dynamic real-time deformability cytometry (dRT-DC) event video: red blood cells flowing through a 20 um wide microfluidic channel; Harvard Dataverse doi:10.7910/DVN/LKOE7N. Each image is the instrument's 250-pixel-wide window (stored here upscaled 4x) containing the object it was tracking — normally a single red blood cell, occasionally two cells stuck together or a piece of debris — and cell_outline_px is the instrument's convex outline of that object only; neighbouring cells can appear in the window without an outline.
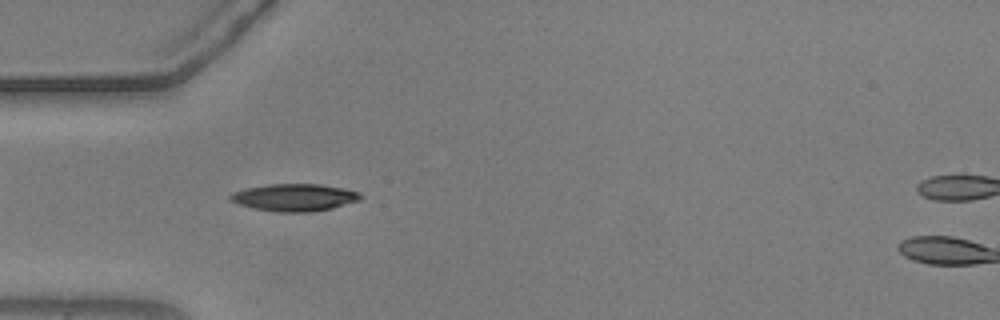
{"species": "common noctule bat (a hibernating species)", "species_latin": "Nyctalus noctula", "temperature_condition": "warm", "stored_images_in_passage": 55, "camera_frame_rate_fps": 3000, "um_per_image_px": 0.085, "animal": {"sex": "male", "body_mass_g": 20.5, "forearm_length_mm": 52.5}, "frame": {"image": 1, "passage_image": 17, "time_ms": 5.333, "image_size_px": [1000, 320], "cell_outline_px": [[364, 196], [360, 200], [332, 208], [312, 212], [276, 212], [252, 208], [228, 200], [228, 196], [232, 192], [248, 188], [268, 184], [320, 184], [344, 188], [360, 192]], "centroid_in_image_um": [25.04, 16.78], "position_along_channel_um": 60.0, "area_um2": 20.87}}
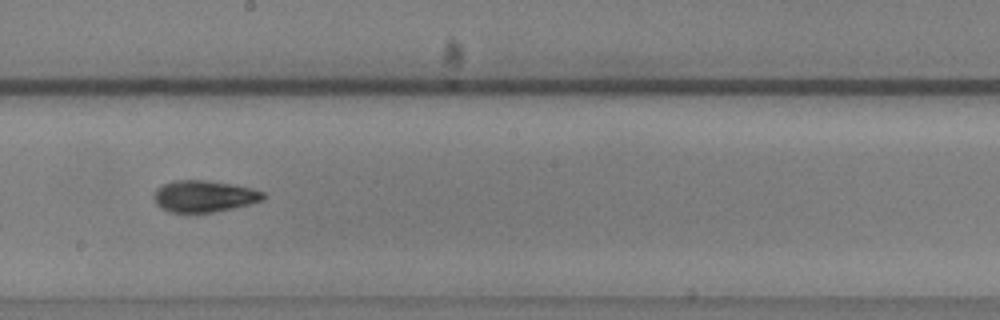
{"frame": {"image": 2, "passage_image": 31, "time_ms": 10.0, "image_size_px": [1000, 320], "cell_outline_px": [[268, 196], [264, 200], [232, 208], [212, 212], [168, 212], [160, 208], [156, 204], [152, 196], [156, 188], [164, 184], [176, 180], [208, 180], [232, 184], [252, 188], [264, 192]], "centroid_in_image_um": [17.34, 16.67], "position_along_channel_um": 230.9, "area_um2": 20.29}}
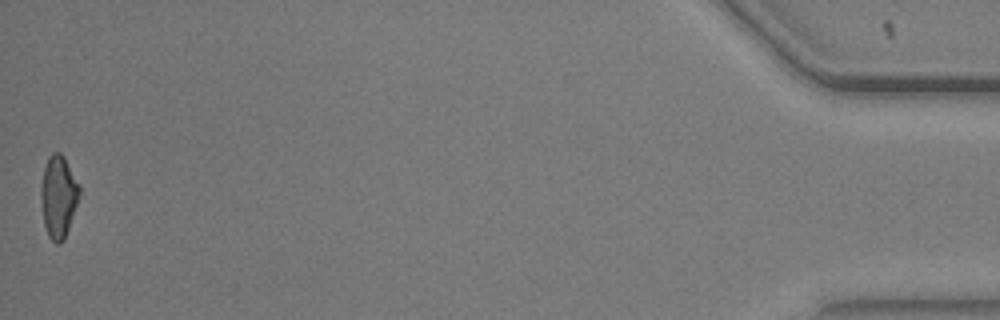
{"frame": {"image": 3, "passage_image": 55, "time_ms": 18.0, "image_size_px": [1000, 320], "cell_outline_px": [[80, 192], [64, 240], [60, 244], [56, 244], [48, 236], [44, 224], [40, 196], [40, 188], [44, 168], [48, 156], [52, 152], [60, 152], [64, 156], [80, 184]], "centroid_in_image_um": [4.96, 16.67], "position_along_channel_um": 430.2, "area_um2": 18.44}, "authors_computed_cell_mechanics": {"area_um2": 19.0162, "velocity_mm_per_s": 3.6932, "shape_relaxation_time_tau1_ms": 3.2237, "shape_relaxation_time_tau2_ms": 3.589, "deformation_change_tau1": 0.1489, "deformation_change_tau2": 0.1128}}